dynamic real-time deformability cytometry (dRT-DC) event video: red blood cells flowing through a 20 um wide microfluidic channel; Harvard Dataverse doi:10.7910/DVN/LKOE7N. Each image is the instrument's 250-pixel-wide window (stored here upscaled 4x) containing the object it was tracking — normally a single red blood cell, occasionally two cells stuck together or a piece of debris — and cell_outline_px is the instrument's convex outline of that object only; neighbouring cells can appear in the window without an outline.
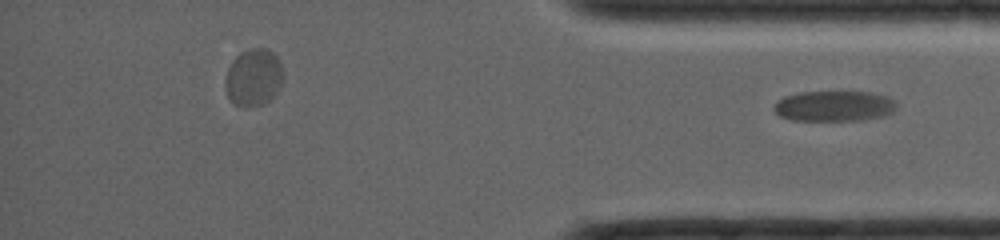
{"species": "common noctule bat (a hibernating species)", "species_latin": "Nyctalus noctula", "temperature_condition": "room temperature", "stored_images_in_passage": 44, "segment_of_instrument_passage": [2, 2], "camera_frame_rate_fps": 4000, "um_per_image_px": 0.085, "animal": {"sex": "female", "body_mass_g": 19.0, "forearm_length_mm": 56.7}, "frame": {"image": 1, "passage_image": 44, "time_ms": 12.0, "image_size_px": [1000, 240], "cell_outline_px": [[896, 108], [892, 112], [880, 116], [860, 120], [792, 120], [780, 116], [772, 108], [784, 96], [800, 92], [872, 92], [888, 96], [896, 100]], "centroid_in_image_um": [70.92, 9.0], "position_along_channel_um": 364.3, "area_um2": 21.68}}